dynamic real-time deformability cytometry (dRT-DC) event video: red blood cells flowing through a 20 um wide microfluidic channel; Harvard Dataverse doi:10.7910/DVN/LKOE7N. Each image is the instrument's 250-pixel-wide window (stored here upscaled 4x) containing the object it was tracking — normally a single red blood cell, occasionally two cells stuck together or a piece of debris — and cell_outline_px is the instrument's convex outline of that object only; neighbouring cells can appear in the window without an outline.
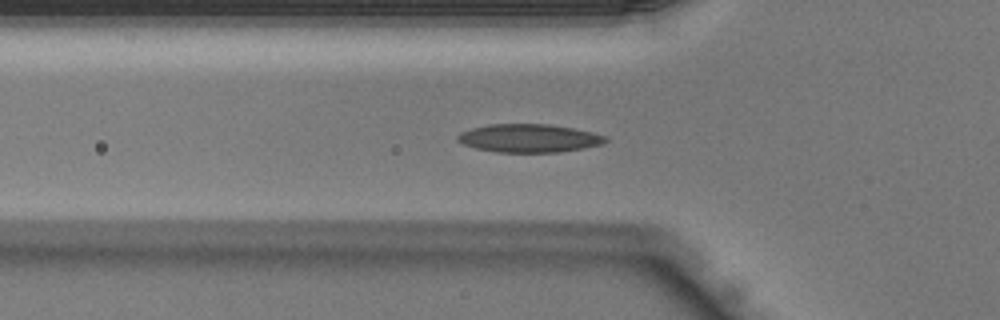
{"species": "Egyptian fruit bat (a non-hibernating species)", "species_latin": "Rousettus aegyptiacus", "temperature_condition": "warm", "stored_images_in_passage": 36, "camera_frame_rate_fps": 3000, "um_per_image_px": 0.085, "animal": {"sex": "male"}, "frame": {"image": 1, "passage_image": 7, "time_ms": 2.0, "image_size_px": [1000, 320], "cell_outline_px": [[608, 140], [600, 144], [560, 152], [496, 152], [476, 148], [464, 144], [456, 140], [456, 136], [460, 132], [472, 128], [488, 124], [548, 124], [572, 128], [592, 132], [608, 136]], "centroid_in_image_um": [44.93, 11.74], "position_along_channel_um": 80.9, "area_um2": 24.22}}
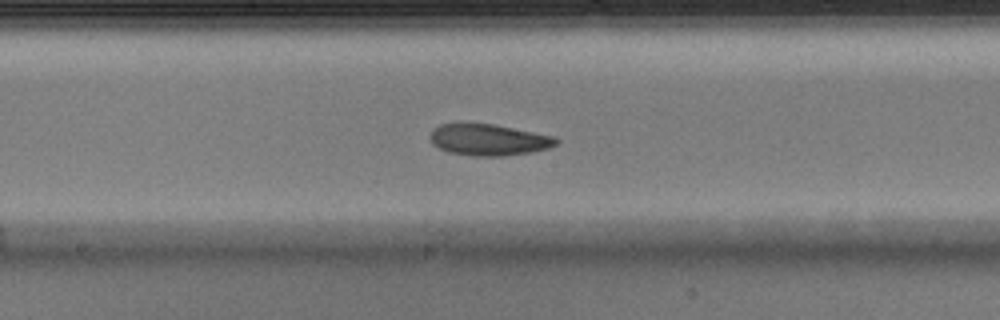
{"frame": {"image": 2, "passage_image": 15, "time_ms": 4.667, "image_size_px": [1000, 320], "cell_outline_px": [[560, 140], [556, 144], [548, 148], [532, 152], [504, 156], [472, 156], [448, 152], [432, 144], [428, 136], [432, 128], [440, 124], [460, 120], [492, 124], [556, 136]], "centroid_in_image_um": [41.46, 11.84], "position_along_channel_um": 206.7, "area_um2": 23.93}}
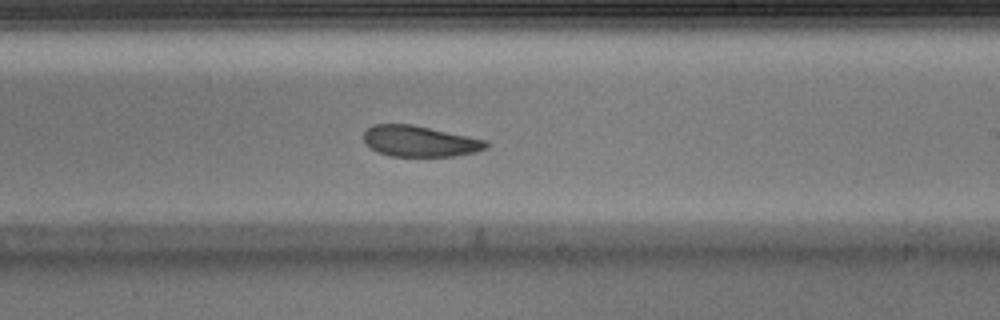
{"frame": {"image": 3, "passage_image": 18, "time_ms": 5.667, "image_size_px": [1000, 320], "cell_outline_px": [[488, 144], [484, 148], [476, 152], [452, 156], [392, 156], [380, 152], [372, 148], [364, 140], [364, 132], [372, 124], [412, 124], [488, 140]], "centroid_in_image_um": [35.69, 11.99], "position_along_channel_um": 253.3, "area_um2": 21.85}}